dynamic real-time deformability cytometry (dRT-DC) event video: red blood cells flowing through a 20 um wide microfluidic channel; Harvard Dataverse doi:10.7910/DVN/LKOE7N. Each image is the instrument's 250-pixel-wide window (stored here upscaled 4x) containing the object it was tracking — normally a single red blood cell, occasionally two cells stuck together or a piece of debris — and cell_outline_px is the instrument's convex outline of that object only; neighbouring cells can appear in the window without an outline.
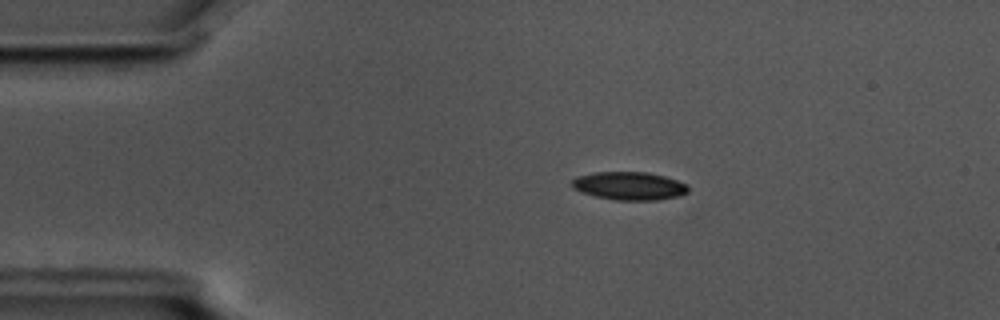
{"species": "common noctule bat (a hibernating species)", "species_latin": "Nyctalus noctula", "temperature_condition": "cold", "stored_images_in_passage": 50, "camera_frame_rate_fps": 3000, "um_per_image_px": 0.085, "animal": {"sex": "male", "body_mass_g": 17.5, "forearm_length_mm": 52.3}, "frame": {"image": 1, "passage_image": 5, "time_ms": 1.333, "image_size_px": [1000, 320], "cell_outline_px": [[688, 192], [680, 196], [656, 200], [616, 200], [596, 196], [580, 192], [572, 188], [572, 180], [576, 176], [596, 172], [648, 172], [664, 176], [688, 184]], "centroid_in_image_um": [53.49, 15.8], "position_along_channel_um": 31.5, "area_um2": 19.13}}
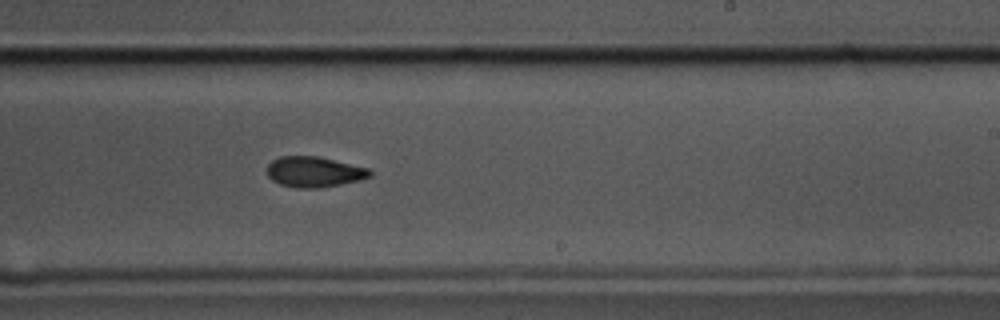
{"frame": {"image": 2, "passage_image": 28, "time_ms": 9.0, "image_size_px": [1000, 320], "cell_outline_px": [[372, 176], [360, 180], [320, 188], [296, 188], [280, 184], [272, 180], [268, 176], [268, 164], [272, 160], [280, 156], [316, 156], [372, 168]], "centroid_in_image_um": [26.74, 14.61], "position_along_channel_um": 262.3, "area_um2": 18.44}}
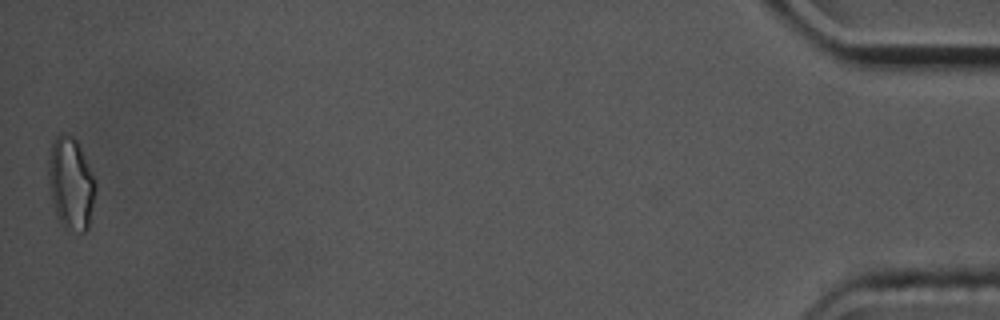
{"frame": {"image": 3, "passage_image": 50, "time_ms": 16.333, "image_size_px": [1000, 320], "cell_outline_px": [[96, 188], [88, 228], [84, 232], [80, 232], [64, 228], [56, 216], [52, 200], [48, 180], [48, 160], [52, 144], [56, 136], [60, 132], [64, 132], [72, 136], [76, 140], [80, 148], [96, 184]], "centroid_in_image_um": [6.0, 15.6], "position_along_channel_um": 429.2, "area_um2": 25.09}, "authors_computed_cell_mechanics": {"area_um2": 18.7561, "velocity_mm_per_s": 3.5834, "shape_relaxation_time_tau1_ms": 2.9668, "shape_relaxation_time_tau2_ms": 9.6463, "deformation_change_tau1": 0.1331, "deformation_change_tau2": 0.182}}